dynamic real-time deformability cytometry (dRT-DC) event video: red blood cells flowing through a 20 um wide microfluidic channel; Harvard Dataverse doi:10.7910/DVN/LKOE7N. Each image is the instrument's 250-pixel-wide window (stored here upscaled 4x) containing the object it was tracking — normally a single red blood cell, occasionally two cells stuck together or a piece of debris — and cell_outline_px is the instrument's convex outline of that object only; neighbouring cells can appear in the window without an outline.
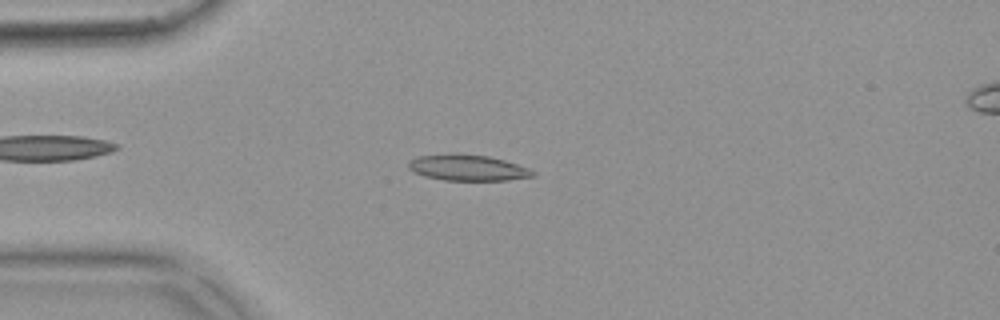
{"species": "common noctule bat (a hibernating species)", "species_latin": "Nyctalus noctula", "temperature_condition": "warm", "stored_images_in_passage": 44, "camera_frame_rate_fps": 3000, "um_per_image_px": 0.085, "animal": {"sex": "female", "body_mass_g": 18.4}, "frame": {"image": 1, "passage_image": 4, "time_ms": 1.0, "image_size_px": [1000, 320], "cell_outline_px": [[536, 176], [508, 180], [444, 180], [424, 176], [412, 172], [408, 168], [408, 160], [416, 156], [488, 156], [504, 160], [528, 168], [536, 172]], "centroid_in_image_um": [39.77, 14.3], "position_along_channel_um": 45.2, "area_um2": 18.15}}
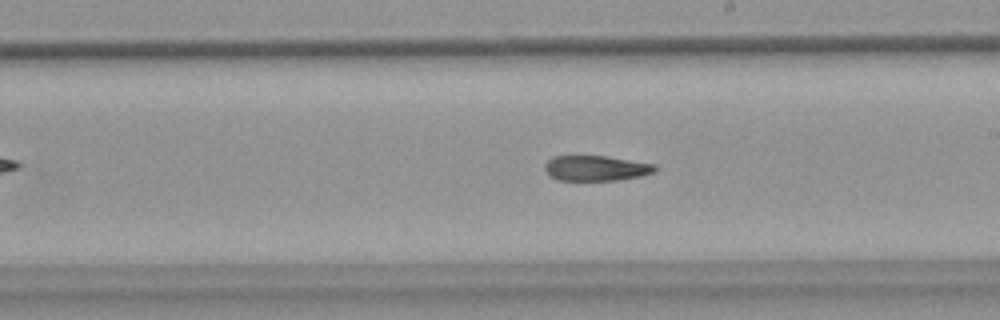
{"frame": {"image": 2, "passage_image": 21, "time_ms": 6.667, "image_size_px": [1000, 320], "cell_outline_px": [[656, 172], [644, 176], [620, 180], [556, 180], [544, 168], [544, 164], [552, 156], [608, 156], [656, 164]], "centroid_in_image_um": [50.72, 14.29], "position_along_channel_um": 238.3, "area_um2": 16.42}}
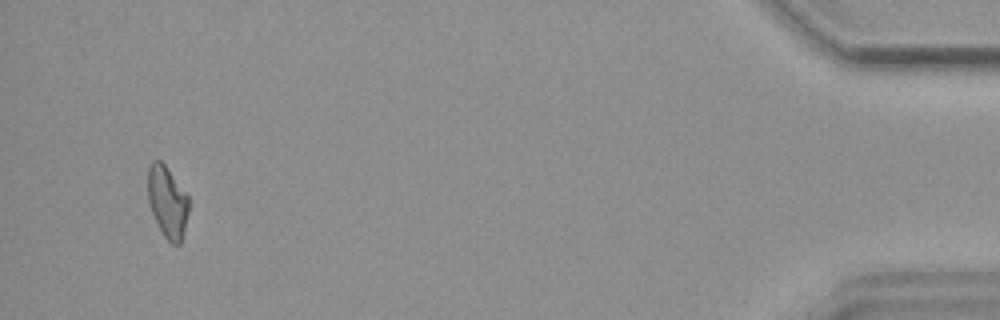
{"frame": {"image": 3, "passage_image": 42, "time_ms": 13.667, "image_size_px": [1000, 320], "cell_outline_px": [[188, 212], [180, 244], [172, 244], [164, 236], [152, 212], [148, 200], [148, 168], [152, 160], [160, 160], [164, 164], [188, 196]], "centroid_in_image_um": [14.21, 17.14], "position_along_channel_um": 421.0, "area_um2": 16.65}, "authors_computed_cell_mechanics": {"area_um2": 17.7157, "velocity_mm_per_s": 3.7287, "shape_relaxation_time_tau1_ms": null, "shape_relaxation_time_tau2_ms": 7.9291, "deformation_change_tau1": null, "deformation_change_tau2": 0.1715}}